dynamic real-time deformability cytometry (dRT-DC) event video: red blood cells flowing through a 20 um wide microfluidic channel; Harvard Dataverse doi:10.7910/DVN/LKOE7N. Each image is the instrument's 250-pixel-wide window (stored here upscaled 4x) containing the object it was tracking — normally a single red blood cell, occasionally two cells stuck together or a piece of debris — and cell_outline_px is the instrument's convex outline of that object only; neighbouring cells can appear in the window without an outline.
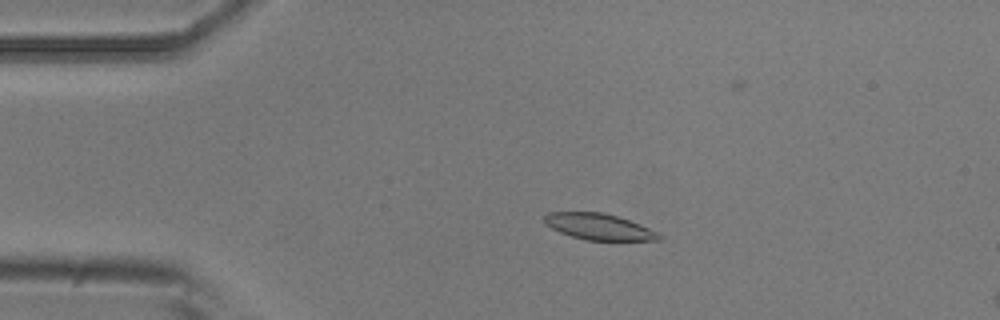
{"species": "common noctule bat (a hibernating species)", "species_latin": "Nyctalus noctula", "temperature_condition": "room temperature", "stored_images_in_passage": 14, "camera_frame_rate_fps": 3000, "um_per_image_px": 0.085, "animal": {"sex": "male", "body_mass_g": 20.5, "forearm_length_mm": 52.5}, "frame": {"image": 1, "passage_image": 8, "time_ms": 2.333, "image_size_px": [1000, 320], "cell_outline_px": [[664, 236], [660, 240], [588, 240], [572, 236], [560, 232], [544, 224], [544, 216], [548, 212], [604, 212], [640, 224], [660, 232]], "centroid_in_image_um": [50.94, 19.27], "position_along_channel_um": 34.1, "area_um2": 17.51}}